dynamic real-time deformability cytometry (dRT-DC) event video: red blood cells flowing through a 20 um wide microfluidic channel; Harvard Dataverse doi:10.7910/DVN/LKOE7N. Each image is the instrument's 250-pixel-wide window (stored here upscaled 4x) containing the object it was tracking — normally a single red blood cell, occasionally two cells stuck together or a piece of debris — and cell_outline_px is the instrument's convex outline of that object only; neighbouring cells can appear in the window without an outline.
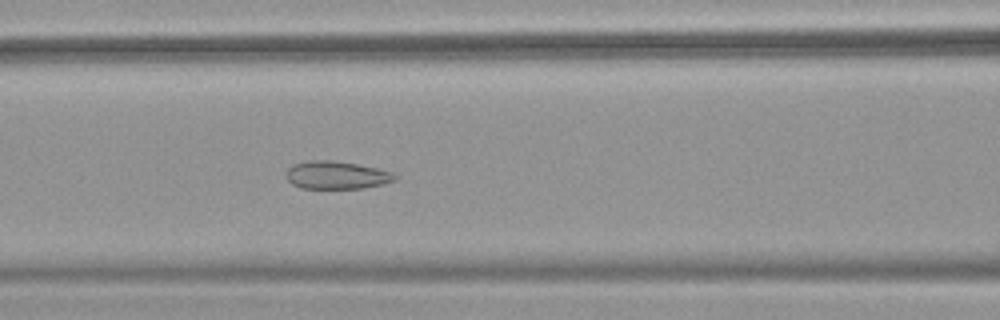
{"species": "common noctule bat (a hibernating species)", "species_latin": "Nyctalus noctula", "temperature_condition": "warm", "stored_images_in_passage": 51, "camera_frame_rate_fps": 3000, "um_per_image_px": 0.085, "animal": {"sex": "female", "body_mass_g": 18.4}, "frame": {"image": 1, "passage_image": 22, "time_ms": 7.0, "image_size_px": [1000, 320], "cell_outline_px": [[396, 180], [384, 184], [364, 188], [300, 188], [292, 184], [288, 180], [288, 168], [292, 164], [308, 160], [332, 160], [356, 164], [376, 168], [392, 172], [396, 176]], "centroid_in_image_um": [28.61, 14.88], "position_along_channel_um": 138.0, "area_um2": 17.57}}
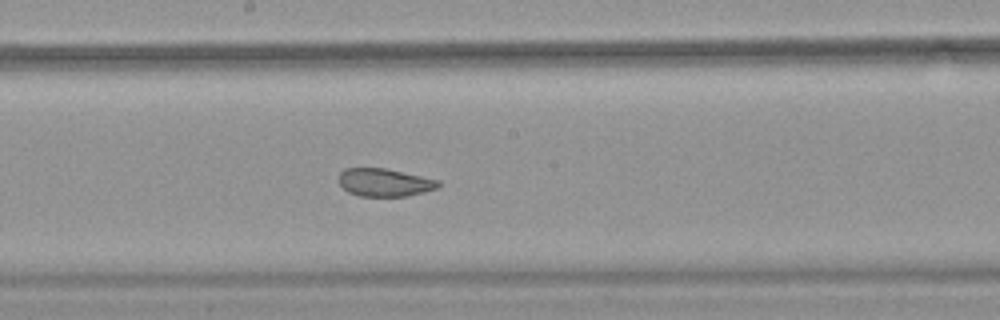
{"frame": {"image": 2, "passage_image": 28, "time_ms": 9.0, "image_size_px": [1000, 320], "cell_outline_px": [[440, 184], [436, 188], [424, 192], [408, 196], [360, 196], [348, 192], [340, 184], [340, 172], [344, 168], [384, 168], [440, 180]], "centroid_in_image_um": [32.69, 15.51], "position_along_channel_um": 215.5, "area_um2": 16.07}}
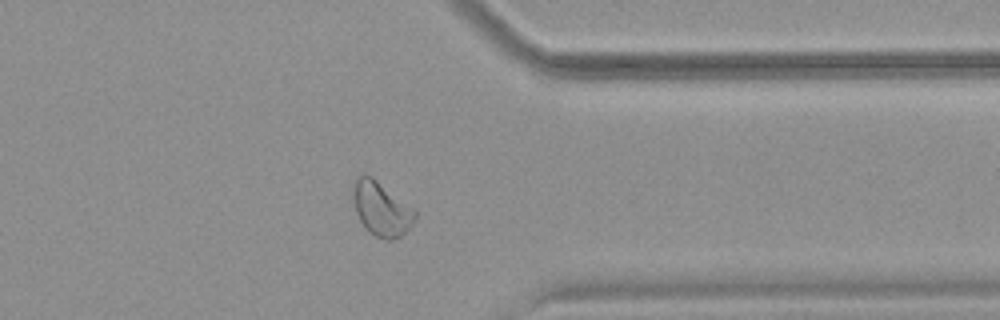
{"frame": {"image": 3, "passage_image": 41, "time_ms": 13.333, "image_size_px": [1000, 320], "cell_outline_px": [[416, 216], [412, 224], [400, 236], [392, 240], [388, 240], [376, 236], [360, 220], [356, 212], [352, 192], [352, 180], [356, 176], [364, 172], [372, 176], [416, 208]], "centroid_in_image_um": [32.41, 17.66], "position_along_channel_um": 379.0, "area_um2": 19.77}, "authors_computed_cell_mechanics": {"area_um2": 21.4438, "velocity_mm_per_s": 3.8866, "shape_relaxation_time_tau1_ms": null, "shape_relaxation_time_tau2_ms": 0.9969, "deformation_change_tau1": null, "deformation_change_tau2": 0.0727}}